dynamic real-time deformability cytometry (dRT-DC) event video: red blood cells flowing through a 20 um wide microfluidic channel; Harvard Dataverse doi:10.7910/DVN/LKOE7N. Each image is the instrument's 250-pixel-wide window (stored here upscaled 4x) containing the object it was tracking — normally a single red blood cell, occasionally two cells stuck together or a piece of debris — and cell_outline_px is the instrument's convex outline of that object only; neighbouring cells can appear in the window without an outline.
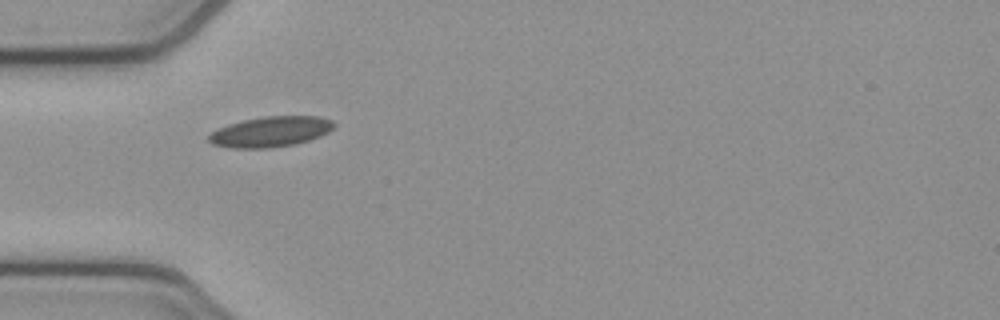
{"species": "common noctule bat (a hibernating species)", "species_latin": "Nyctalus noctula", "temperature_condition": "cold", "stored_images_in_passage": 2, "camera_frame_rate_fps": 3000, "um_per_image_px": 0.085, "animal": {"sex": "female", "body_mass_g": 21.9}, "frame": {"image": 1, "passage_image": 1, "time_ms": 0.0, "image_size_px": [1000, 320], "cell_outline_px": [[336, 124], [328, 132], [320, 136], [296, 144], [268, 148], [228, 148], [212, 144], [208, 140], [208, 136], [212, 132], [228, 124], [244, 120], [264, 116], [320, 116], [332, 120]], "centroid_in_image_um": [23.0, 11.19], "position_along_channel_um": 62.0, "area_um2": 22.2}}
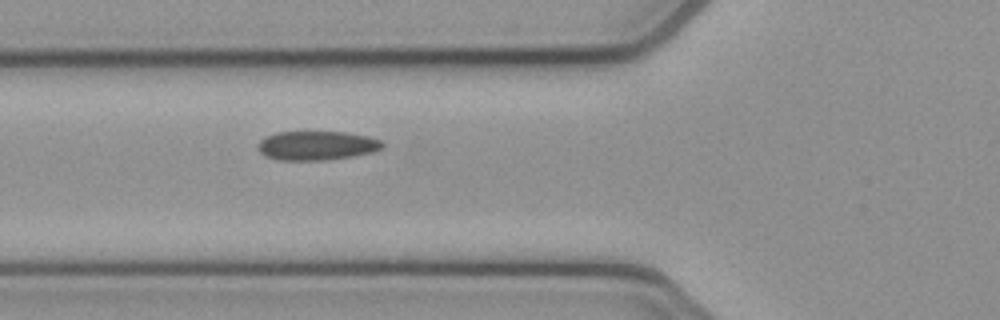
{"frame": {"image": 2, "passage_image": 2, "time_ms": 0.333, "image_size_px": [1000, 320], "cell_outline_px": [[384, 148], [372, 152], [352, 156], [324, 160], [280, 160], [264, 156], [256, 148], [256, 144], [264, 136], [276, 132], [344, 132], [368, 136], [380, 140], [384, 144]], "centroid_in_image_um": [26.88, 12.37], "position_along_channel_um": 98.9, "area_um2": 21.27}}